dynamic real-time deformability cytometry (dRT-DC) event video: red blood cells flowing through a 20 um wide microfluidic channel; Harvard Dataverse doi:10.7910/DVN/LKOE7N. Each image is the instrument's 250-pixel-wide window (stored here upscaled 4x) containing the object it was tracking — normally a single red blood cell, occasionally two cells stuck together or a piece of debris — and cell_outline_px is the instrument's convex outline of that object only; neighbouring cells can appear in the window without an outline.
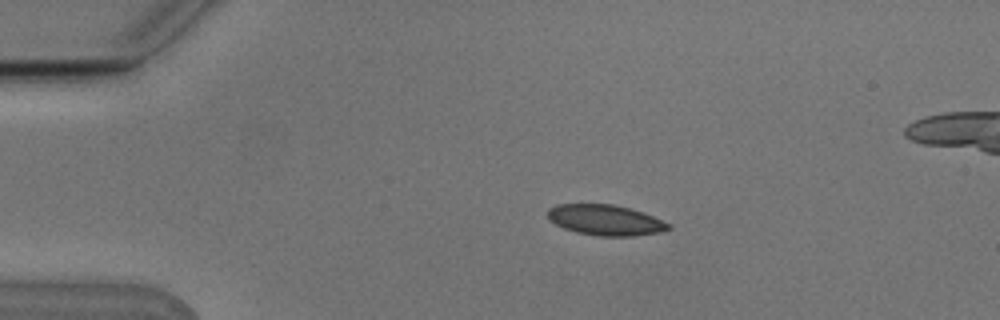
{"species": "Egyptian fruit bat (a non-hibernating species)", "species_latin": "Rousettus aegyptiacus", "temperature_condition": "cold", "stored_images_in_passage": 8, "camera_frame_rate_fps": 3000, "um_per_image_px": 0.085, "animal": {"sex": "male"}, "frame": {"image": 1, "passage_image": 3, "time_ms": 0.667, "image_size_px": [1000, 320], "cell_outline_px": [[672, 228], [660, 232], [632, 236], [600, 236], [576, 232], [564, 228], [548, 220], [548, 208], [556, 204], [612, 204], [644, 212], [672, 224]], "centroid_in_image_um": [51.47, 18.7], "position_along_channel_um": 33.5, "area_um2": 21.62}}
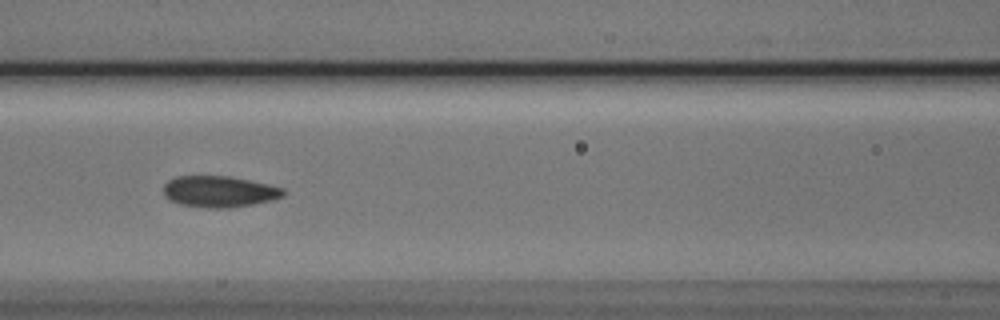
{"frame": {"image": 2, "passage_image": 7, "time_ms": 2.0, "image_size_px": [1000, 320], "cell_outline_px": [[284, 196], [252, 204], [228, 208], [208, 208], [180, 204], [168, 200], [164, 196], [164, 184], [168, 180], [176, 176], [228, 176], [268, 184], [284, 188]], "centroid_in_image_um": [18.59, 16.28], "position_along_channel_um": 148.0, "area_um2": 21.73}}
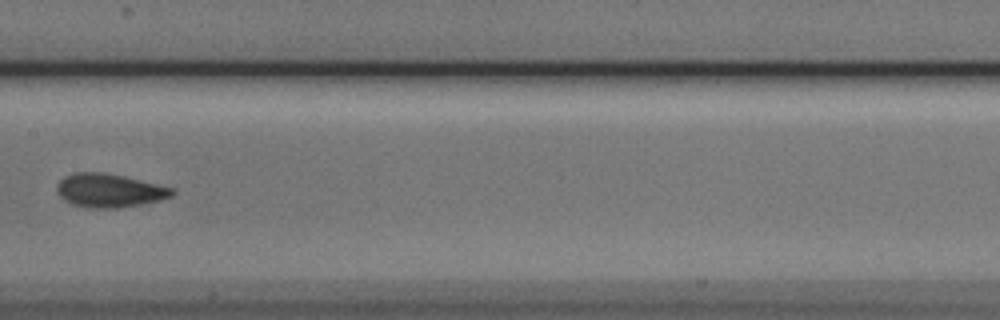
{"frame": {"image": 3, "passage_image": 8, "time_ms": 2.333, "image_size_px": [1000, 320], "cell_outline_px": [[176, 192], [172, 196], [160, 200], [140, 204], [116, 208], [88, 208], [72, 204], [64, 200], [56, 192], [56, 188], [60, 180], [64, 176], [76, 172], [100, 172], [124, 176], [172, 188]], "centroid_in_image_um": [9.26, 16.19], "position_along_channel_um": 198.1, "area_um2": 22.43}}